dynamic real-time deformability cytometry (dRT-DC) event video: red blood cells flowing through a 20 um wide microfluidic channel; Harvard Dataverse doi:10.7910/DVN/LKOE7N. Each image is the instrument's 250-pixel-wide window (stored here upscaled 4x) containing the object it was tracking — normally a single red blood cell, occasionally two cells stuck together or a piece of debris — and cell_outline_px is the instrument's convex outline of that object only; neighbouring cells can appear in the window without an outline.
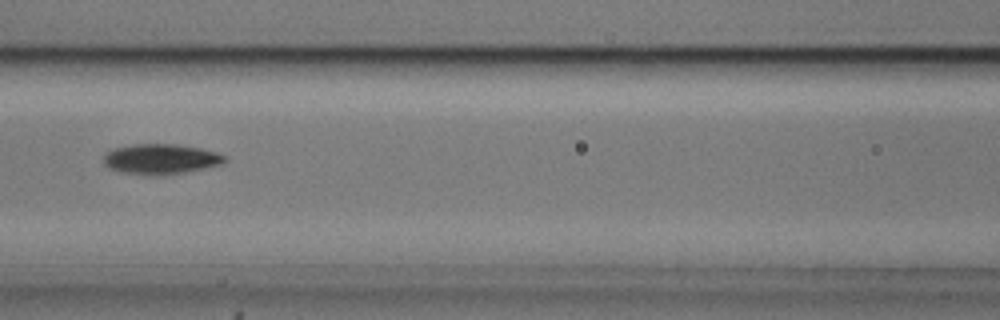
{"species": "common noctule bat (a hibernating species)", "species_latin": "Nyctalus noctula", "temperature_condition": "cold", "stored_images_in_passage": 9, "camera_frame_rate_fps": 3000, "um_per_image_px": 0.085, "animal": {"sex": "male", "body_mass_g": 20.5, "forearm_length_mm": 52.5}, "frame": {"image": 1, "passage_image": 6, "time_ms": 1.667, "image_size_px": [1000, 320], "cell_outline_px": [[228, 160], [220, 164], [204, 168], [164, 176], [152, 176], [124, 172], [108, 168], [104, 164], [104, 156], [108, 152], [116, 148], [136, 144], [176, 144], [200, 148], [216, 152], [224, 156]], "centroid_in_image_um": [13.67, 13.53], "position_along_channel_um": 152.9, "area_um2": 21.21}}
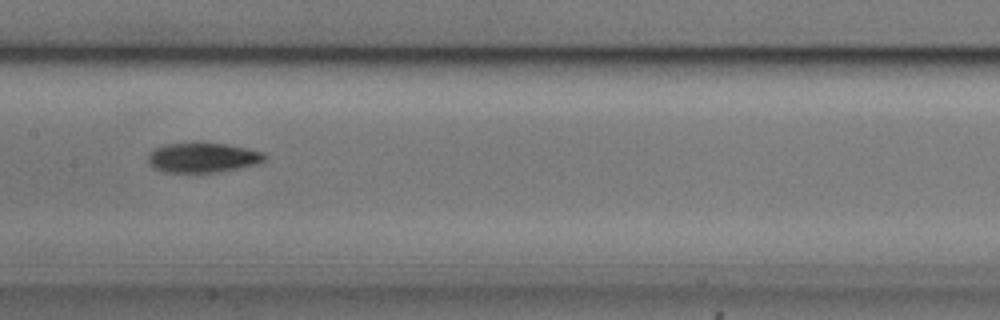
{"frame": {"image": 2, "passage_image": 7, "time_ms": 2.0, "image_size_px": [1000, 320], "cell_outline_px": [[268, 156], [260, 164], [220, 172], [164, 172], [152, 168], [148, 164], [148, 152], [152, 148], [164, 144], [192, 140], [196, 140], [228, 144], [264, 152]], "centroid_in_image_um": [17.2, 13.35], "position_along_channel_um": 190.2, "area_um2": 21.39}}
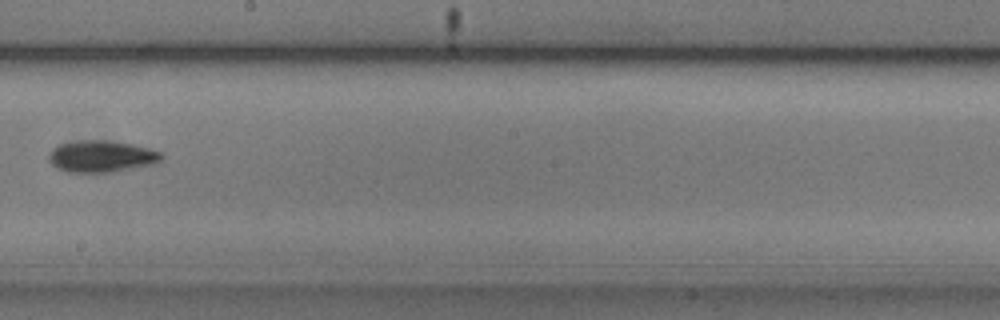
{"frame": {"image": 3, "passage_image": 8, "time_ms": 2.333, "image_size_px": [1000, 320], "cell_outline_px": [[164, 156], [160, 160], [152, 164], [112, 172], [68, 172], [56, 168], [48, 160], [48, 152], [52, 148], [60, 144], [76, 140], [108, 140], [132, 144], [148, 148], [160, 152]], "centroid_in_image_um": [8.57, 13.28], "position_along_channel_um": 239.6, "area_um2": 20.87}}